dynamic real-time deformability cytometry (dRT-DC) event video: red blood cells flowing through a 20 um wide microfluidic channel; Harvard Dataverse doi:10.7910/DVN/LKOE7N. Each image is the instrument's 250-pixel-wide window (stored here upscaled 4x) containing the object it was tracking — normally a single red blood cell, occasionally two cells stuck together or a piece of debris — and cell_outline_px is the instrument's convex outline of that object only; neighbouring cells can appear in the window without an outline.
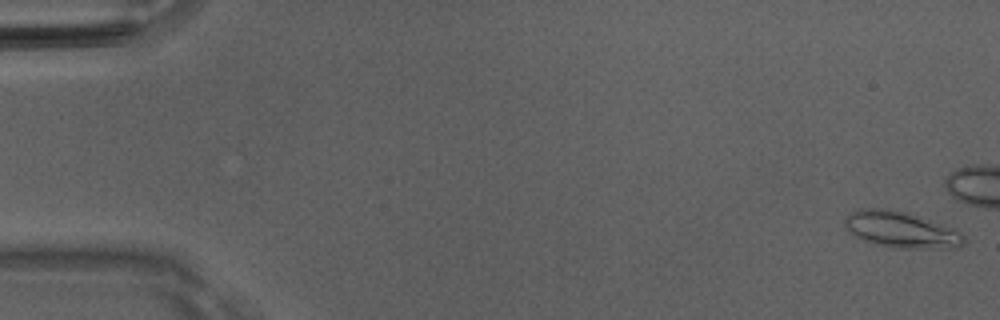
{"species": "Egyptian fruit bat (a non-hibernating species)", "species_latin": "Rousettus aegyptiacus", "temperature_condition": "room temperature", "stored_images_in_passage": 51, "camera_frame_rate_fps": 3000, "um_per_image_px": 0.085, "animal": {"sex": "male"}, "frame": {"image": 1, "passage_image": 1, "time_ms": 0.0, "image_size_px": [1000, 320], "cell_outline_px": [[964, 244], [960, 248], [892, 248], [876, 244], [864, 240], [856, 236], [844, 224], [844, 216], [860, 208], [888, 208], [904, 212], [928, 220], [960, 232], [964, 236]], "centroid_in_image_um": [76.57, 19.53], "position_along_channel_um": 8.4, "area_um2": 24.74}}
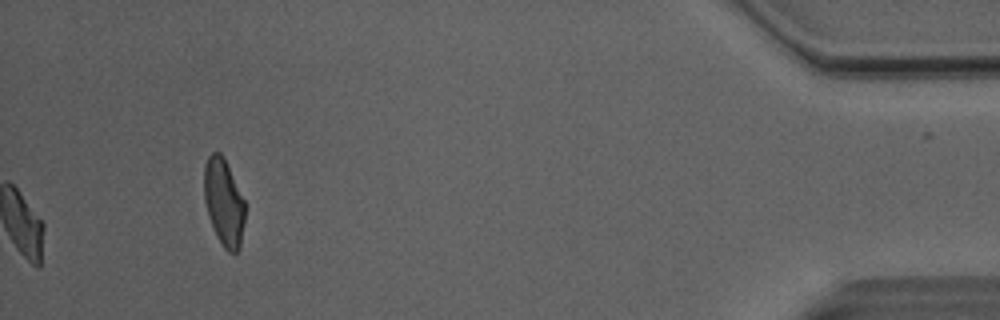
{"frame": {"image": 2, "passage_image": 51, "time_ms": 16.667, "image_size_px": [1000, 320], "cell_outline_px": [[244, 224], [240, 248], [236, 252], [228, 252], [224, 248], [216, 236], [208, 216], [204, 200], [204, 164], [208, 156], [212, 152], [220, 152], [224, 156], [244, 200]], "centroid_in_image_um": [19.01, 17.18], "position_along_channel_um": 416.2, "area_um2": 20.87}, "authors_computed_cell_mechanics": {"area_um2": 17.7446, "velocity_mm_per_s": 4.0843, "shape_relaxation_time_tau1_ms": 5.3154, "shape_relaxation_time_tau2_ms": 4.4175, "deformation_change_tau1": 0.151, "deformation_change_tau2": 0.11}}